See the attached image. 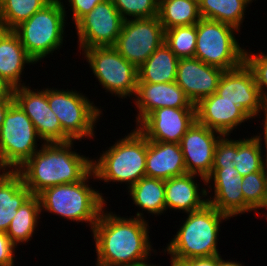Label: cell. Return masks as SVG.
Instances as JSON below:
<instances>
[{
    "mask_svg": "<svg viewBox=\"0 0 267 266\" xmlns=\"http://www.w3.org/2000/svg\"><path fill=\"white\" fill-rule=\"evenodd\" d=\"M264 115H265V117H264V124H263V126H264V128H263V133H261V134H263L264 136H263V138H260V137H262V135L259 133V135H257L258 137H259V139L262 141V139H264V144H265V152H266V154H265V156H264V159H265V163H267V109H266V111L264 112ZM261 135V136H260Z\"/></svg>",
    "mask_w": 267,
    "mask_h": 266,
    "instance_id": "obj_42",
    "label": "cell"
},
{
    "mask_svg": "<svg viewBox=\"0 0 267 266\" xmlns=\"http://www.w3.org/2000/svg\"><path fill=\"white\" fill-rule=\"evenodd\" d=\"M223 73V69L208 65L197 58L179 59L175 82L196 105L216 92Z\"/></svg>",
    "mask_w": 267,
    "mask_h": 266,
    "instance_id": "obj_18",
    "label": "cell"
},
{
    "mask_svg": "<svg viewBox=\"0 0 267 266\" xmlns=\"http://www.w3.org/2000/svg\"><path fill=\"white\" fill-rule=\"evenodd\" d=\"M15 248L7 233L0 232V266H14Z\"/></svg>",
    "mask_w": 267,
    "mask_h": 266,
    "instance_id": "obj_37",
    "label": "cell"
},
{
    "mask_svg": "<svg viewBox=\"0 0 267 266\" xmlns=\"http://www.w3.org/2000/svg\"><path fill=\"white\" fill-rule=\"evenodd\" d=\"M135 105L138 109L136 126L152 111L158 108H195L184 90L176 83L138 82L135 92Z\"/></svg>",
    "mask_w": 267,
    "mask_h": 266,
    "instance_id": "obj_19",
    "label": "cell"
},
{
    "mask_svg": "<svg viewBox=\"0 0 267 266\" xmlns=\"http://www.w3.org/2000/svg\"><path fill=\"white\" fill-rule=\"evenodd\" d=\"M210 182L214 186V196L212 198L209 196L207 201L221 213L233 218L238 214H248L253 211L244 201L242 176L234 167V162L224 168H212L203 185L207 187Z\"/></svg>",
    "mask_w": 267,
    "mask_h": 266,
    "instance_id": "obj_17",
    "label": "cell"
},
{
    "mask_svg": "<svg viewBox=\"0 0 267 266\" xmlns=\"http://www.w3.org/2000/svg\"><path fill=\"white\" fill-rule=\"evenodd\" d=\"M222 136L197 121L193 123L179 143L187 173L199 175L200 181L206 183L213 167L216 144Z\"/></svg>",
    "mask_w": 267,
    "mask_h": 266,
    "instance_id": "obj_16",
    "label": "cell"
},
{
    "mask_svg": "<svg viewBox=\"0 0 267 266\" xmlns=\"http://www.w3.org/2000/svg\"><path fill=\"white\" fill-rule=\"evenodd\" d=\"M39 139L31 119L14 101L5 114L0 130V170L19 169L39 150L36 145Z\"/></svg>",
    "mask_w": 267,
    "mask_h": 266,
    "instance_id": "obj_8",
    "label": "cell"
},
{
    "mask_svg": "<svg viewBox=\"0 0 267 266\" xmlns=\"http://www.w3.org/2000/svg\"><path fill=\"white\" fill-rule=\"evenodd\" d=\"M17 171L0 170V232L7 229L19 207L31 196Z\"/></svg>",
    "mask_w": 267,
    "mask_h": 266,
    "instance_id": "obj_24",
    "label": "cell"
},
{
    "mask_svg": "<svg viewBox=\"0 0 267 266\" xmlns=\"http://www.w3.org/2000/svg\"><path fill=\"white\" fill-rule=\"evenodd\" d=\"M147 177L168 180L187 173L184 156L178 143L156 142L147 139Z\"/></svg>",
    "mask_w": 267,
    "mask_h": 266,
    "instance_id": "obj_21",
    "label": "cell"
},
{
    "mask_svg": "<svg viewBox=\"0 0 267 266\" xmlns=\"http://www.w3.org/2000/svg\"><path fill=\"white\" fill-rule=\"evenodd\" d=\"M183 262L187 266H218L219 255L209 256V257H193Z\"/></svg>",
    "mask_w": 267,
    "mask_h": 266,
    "instance_id": "obj_39",
    "label": "cell"
},
{
    "mask_svg": "<svg viewBox=\"0 0 267 266\" xmlns=\"http://www.w3.org/2000/svg\"><path fill=\"white\" fill-rule=\"evenodd\" d=\"M41 212L38 195H31L19 207L6 232L16 247L19 243L25 244V242L31 240L38 226Z\"/></svg>",
    "mask_w": 267,
    "mask_h": 266,
    "instance_id": "obj_28",
    "label": "cell"
},
{
    "mask_svg": "<svg viewBox=\"0 0 267 266\" xmlns=\"http://www.w3.org/2000/svg\"><path fill=\"white\" fill-rule=\"evenodd\" d=\"M127 189L133 204L142 211L156 216L165 213V180L144 176Z\"/></svg>",
    "mask_w": 267,
    "mask_h": 266,
    "instance_id": "obj_26",
    "label": "cell"
},
{
    "mask_svg": "<svg viewBox=\"0 0 267 266\" xmlns=\"http://www.w3.org/2000/svg\"><path fill=\"white\" fill-rule=\"evenodd\" d=\"M92 177L96 179L93 170L79 182L44 189L38 194L41 211L78 223L86 222L92 230L102 209L107 205L102 193L87 184Z\"/></svg>",
    "mask_w": 267,
    "mask_h": 266,
    "instance_id": "obj_4",
    "label": "cell"
},
{
    "mask_svg": "<svg viewBox=\"0 0 267 266\" xmlns=\"http://www.w3.org/2000/svg\"><path fill=\"white\" fill-rule=\"evenodd\" d=\"M196 41V24L165 30L164 42L179 59L194 58Z\"/></svg>",
    "mask_w": 267,
    "mask_h": 266,
    "instance_id": "obj_32",
    "label": "cell"
},
{
    "mask_svg": "<svg viewBox=\"0 0 267 266\" xmlns=\"http://www.w3.org/2000/svg\"><path fill=\"white\" fill-rule=\"evenodd\" d=\"M51 0H0V29L14 30Z\"/></svg>",
    "mask_w": 267,
    "mask_h": 266,
    "instance_id": "obj_31",
    "label": "cell"
},
{
    "mask_svg": "<svg viewBox=\"0 0 267 266\" xmlns=\"http://www.w3.org/2000/svg\"><path fill=\"white\" fill-rule=\"evenodd\" d=\"M171 259V266H187L183 261L175 260L173 258Z\"/></svg>",
    "mask_w": 267,
    "mask_h": 266,
    "instance_id": "obj_45",
    "label": "cell"
},
{
    "mask_svg": "<svg viewBox=\"0 0 267 266\" xmlns=\"http://www.w3.org/2000/svg\"><path fill=\"white\" fill-rule=\"evenodd\" d=\"M262 142L257 135L234 140V167L240 176L264 170Z\"/></svg>",
    "mask_w": 267,
    "mask_h": 266,
    "instance_id": "obj_30",
    "label": "cell"
},
{
    "mask_svg": "<svg viewBox=\"0 0 267 266\" xmlns=\"http://www.w3.org/2000/svg\"><path fill=\"white\" fill-rule=\"evenodd\" d=\"M157 17L164 31L194 25L201 20L198 0H159Z\"/></svg>",
    "mask_w": 267,
    "mask_h": 266,
    "instance_id": "obj_29",
    "label": "cell"
},
{
    "mask_svg": "<svg viewBox=\"0 0 267 266\" xmlns=\"http://www.w3.org/2000/svg\"><path fill=\"white\" fill-rule=\"evenodd\" d=\"M123 21L112 0L97 4L75 24L79 50L96 46H114Z\"/></svg>",
    "mask_w": 267,
    "mask_h": 266,
    "instance_id": "obj_12",
    "label": "cell"
},
{
    "mask_svg": "<svg viewBox=\"0 0 267 266\" xmlns=\"http://www.w3.org/2000/svg\"><path fill=\"white\" fill-rule=\"evenodd\" d=\"M104 210L105 207L92 229L96 266H132L148 261L151 251H155L149 241V224L143 212L125 218Z\"/></svg>",
    "mask_w": 267,
    "mask_h": 266,
    "instance_id": "obj_1",
    "label": "cell"
},
{
    "mask_svg": "<svg viewBox=\"0 0 267 266\" xmlns=\"http://www.w3.org/2000/svg\"><path fill=\"white\" fill-rule=\"evenodd\" d=\"M165 31L158 17L124 20L116 50L139 68L164 43Z\"/></svg>",
    "mask_w": 267,
    "mask_h": 266,
    "instance_id": "obj_11",
    "label": "cell"
},
{
    "mask_svg": "<svg viewBox=\"0 0 267 266\" xmlns=\"http://www.w3.org/2000/svg\"><path fill=\"white\" fill-rule=\"evenodd\" d=\"M195 108L196 121L223 136L230 135L237 126L251 119L239 106L216 92L200 100Z\"/></svg>",
    "mask_w": 267,
    "mask_h": 266,
    "instance_id": "obj_20",
    "label": "cell"
},
{
    "mask_svg": "<svg viewBox=\"0 0 267 266\" xmlns=\"http://www.w3.org/2000/svg\"><path fill=\"white\" fill-rule=\"evenodd\" d=\"M216 93L224 100L239 106L252 119L258 118L261 112L267 109L261 98L253 71L245 62L238 68L224 71Z\"/></svg>",
    "mask_w": 267,
    "mask_h": 266,
    "instance_id": "obj_14",
    "label": "cell"
},
{
    "mask_svg": "<svg viewBox=\"0 0 267 266\" xmlns=\"http://www.w3.org/2000/svg\"><path fill=\"white\" fill-rule=\"evenodd\" d=\"M63 0H51L41 10L17 26L18 35L28 55L38 63L47 55L61 49L67 23Z\"/></svg>",
    "mask_w": 267,
    "mask_h": 266,
    "instance_id": "obj_6",
    "label": "cell"
},
{
    "mask_svg": "<svg viewBox=\"0 0 267 266\" xmlns=\"http://www.w3.org/2000/svg\"><path fill=\"white\" fill-rule=\"evenodd\" d=\"M230 139V140H229ZM234 158V139L229 135L222 136L215 147L214 163L212 168H224L233 162Z\"/></svg>",
    "mask_w": 267,
    "mask_h": 266,
    "instance_id": "obj_36",
    "label": "cell"
},
{
    "mask_svg": "<svg viewBox=\"0 0 267 266\" xmlns=\"http://www.w3.org/2000/svg\"><path fill=\"white\" fill-rule=\"evenodd\" d=\"M179 58L164 42L138 68V82H175Z\"/></svg>",
    "mask_w": 267,
    "mask_h": 266,
    "instance_id": "obj_25",
    "label": "cell"
},
{
    "mask_svg": "<svg viewBox=\"0 0 267 266\" xmlns=\"http://www.w3.org/2000/svg\"><path fill=\"white\" fill-rule=\"evenodd\" d=\"M196 121V108H158L136 128L150 141L180 143Z\"/></svg>",
    "mask_w": 267,
    "mask_h": 266,
    "instance_id": "obj_15",
    "label": "cell"
},
{
    "mask_svg": "<svg viewBox=\"0 0 267 266\" xmlns=\"http://www.w3.org/2000/svg\"><path fill=\"white\" fill-rule=\"evenodd\" d=\"M132 266H156V265H154V264H148V262H143V263H140V264H136V265H132ZM158 266V265H157ZM160 266V265H159Z\"/></svg>",
    "mask_w": 267,
    "mask_h": 266,
    "instance_id": "obj_46",
    "label": "cell"
},
{
    "mask_svg": "<svg viewBox=\"0 0 267 266\" xmlns=\"http://www.w3.org/2000/svg\"><path fill=\"white\" fill-rule=\"evenodd\" d=\"M244 62L253 71L261 98L267 106V54L262 52L255 54L250 52V50L248 53L245 50Z\"/></svg>",
    "mask_w": 267,
    "mask_h": 266,
    "instance_id": "obj_35",
    "label": "cell"
},
{
    "mask_svg": "<svg viewBox=\"0 0 267 266\" xmlns=\"http://www.w3.org/2000/svg\"><path fill=\"white\" fill-rule=\"evenodd\" d=\"M74 141L42 143L16 171L32 195L60 184L79 182L92 170V159L72 151Z\"/></svg>",
    "mask_w": 267,
    "mask_h": 266,
    "instance_id": "obj_2",
    "label": "cell"
},
{
    "mask_svg": "<svg viewBox=\"0 0 267 266\" xmlns=\"http://www.w3.org/2000/svg\"><path fill=\"white\" fill-rule=\"evenodd\" d=\"M196 177H199V175L186 173L165 180L166 210L168 208L174 211L182 210L187 214L202 208L208 203L205 197H208L209 191L205 187L200 191V185L195 182L197 181Z\"/></svg>",
    "mask_w": 267,
    "mask_h": 266,
    "instance_id": "obj_22",
    "label": "cell"
},
{
    "mask_svg": "<svg viewBox=\"0 0 267 266\" xmlns=\"http://www.w3.org/2000/svg\"><path fill=\"white\" fill-rule=\"evenodd\" d=\"M123 20L152 18L158 15L159 0H112ZM131 17V18H130Z\"/></svg>",
    "mask_w": 267,
    "mask_h": 266,
    "instance_id": "obj_34",
    "label": "cell"
},
{
    "mask_svg": "<svg viewBox=\"0 0 267 266\" xmlns=\"http://www.w3.org/2000/svg\"><path fill=\"white\" fill-rule=\"evenodd\" d=\"M241 185L244 201L252 210L257 213L260 209H266L264 170L242 176Z\"/></svg>",
    "mask_w": 267,
    "mask_h": 266,
    "instance_id": "obj_33",
    "label": "cell"
},
{
    "mask_svg": "<svg viewBox=\"0 0 267 266\" xmlns=\"http://www.w3.org/2000/svg\"><path fill=\"white\" fill-rule=\"evenodd\" d=\"M218 266H244L242 263L240 264V262L238 263L237 261L233 262V261H225L221 258V255L219 254V262H218Z\"/></svg>",
    "mask_w": 267,
    "mask_h": 266,
    "instance_id": "obj_43",
    "label": "cell"
},
{
    "mask_svg": "<svg viewBox=\"0 0 267 266\" xmlns=\"http://www.w3.org/2000/svg\"><path fill=\"white\" fill-rule=\"evenodd\" d=\"M106 0H67L69 2L72 11V18L74 25L87 13H89L93 8Z\"/></svg>",
    "mask_w": 267,
    "mask_h": 266,
    "instance_id": "obj_38",
    "label": "cell"
},
{
    "mask_svg": "<svg viewBox=\"0 0 267 266\" xmlns=\"http://www.w3.org/2000/svg\"><path fill=\"white\" fill-rule=\"evenodd\" d=\"M47 99L49 107L59 119L63 132L72 141L95 137V123L101 117L102 111L83 93L47 88Z\"/></svg>",
    "mask_w": 267,
    "mask_h": 266,
    "instance_id": "obj_9",
    "label": "cell"
},
{
    "mask_svg": "<svg viewBox=\"0 0 267 266\" xmlns=\"http://www.w3.org/2000/svg\"><path fill=\"white\" fill-rule=\"evenodd\" d=\"M147 138L137 129L92 159L96 180L126 183L128 188L146 176Z\"/></svg>",
    "mask_w": 267,
    "mask_h": 266,
    "instance_id": "obj_5",
    "label": "cell"
},
{
    "mask_svg": "<svg viewBox=\"0 0 267 266\" xmlns=\"http://www.w3.org/2000/svg\"><path fill=\"white\" fill-rule=\"evenodd\" d=\"M86 62L102 87L111 95L125 99L135 95L138 68L127 61L114 46H96L82 50Z\"/></svg>",
    "mask_w": 267,
    "mask_h": 266,
    "instance_id": "obj_10",
    "label": "cell"
},
{
    "mask_svg": "<svg viewBox=\"0 0 267 266\" xmlns=\"http://www.w3.org/2000/svg\"><path fill=\"white\" fill-rule=\"evenodd\" d=\"M13 102L14 98H0V130L4 122L5 114Z\"/></svg>",
    "mask_w": 267,
    "mask_h": 266,
    "instance_id": "obj_41",
    "label": "cell"
},
{
    "mask_svg": "<svg viewBox=\"0 0 267 266\" xmlns=\"http://www.w3.org/2000/svg\"><path fill=\"white\" fill-rule=\"evenodd\" d=\"M252 2L253 0H198L201 18L216 20L239 31L245 19L246 7Z\"/></svg>",
    "mask_w": 267,
    "mask_h": 266,
    "instance_id": "obj_27",
    "label": "cell"
},
{
    "mask_svg": "<svg viewBox=\"0 0 267 266\" xmlns=\"http://www.w3.org/2000/svg\"><path fill=\"white\" fill-rule=\"evenodd\" d=\"M264 177H265V189H266V210H267V163H265V166H264ZM267 218V213H266V216Z\"/></svg>",
    "mask_w": 267,
    "mask_h": 266,
    "instance_id": "obj_44",
    "label": "cell"
},
{
    "mask_svg": "<svg viewBox=\"0 0 267 266\" xmlns=\"http://www.w3.org/2000/svg\"><path fill=\"white\" fill-rule=\"evenodd\" d=\"M14 87L0 74V98H13Z\"/></svg>",
    "mask_w": 267,
    "mask_h": 266,
    "instance_id": "obj_40",
    "label": "cell"
},
{
    "mask_svg": "<svg viewBox=\"0 0 267 266\" xmlns=\"http://www.w3.org/2000/svg\"><path fill=\"white\" fill-rule=\"evenodd\" d=\"M187 215V218L181 221L182 225L175 237L164 249L165 253L179 261L219 255L217 243L220 223L230 218L209 203Z\"/></svg>",
    "mask_w": 267,
    "mask_h": 266,
    "instance_id": "obj_3",
    "label": "cell"
},
{
    "mask_svg": "<svg viewBox=\"0 0 267 266\" xmlns=\"http://www.w3.org/2000/svg\"><path fill=\"white\" fill-rule=\"evenodd\" d=\"M197 41L194 58L223 69L240 67L245 61V50L240 47L236 28L216 20L201 18L196 23Z\"/></svg>",
    "mask_w": 267,
    "mask_h": 266,
    "instance_id": "obj_7",
    "label": "cell"
},
{
    "mask_svg": "<svg viewBox=\"0 0 267 266\" xmlns=\"http://www.w3.org/2000/svg\"><path fill=\"white\" fill-rule=\"evenodd\" d=\"M34 90H31L29 86L16 87L14 88L13 98L31 119L41 141H44V143L72 141L63 132L58 117L49 107L47 88L41 89V91Z\"/></svg>",
    "mask_w": 267,
    "mask_h": 266,
    "instance_id": "obj_13",
    "label": "cell"
},
{
    "mask_svg": "<svg viewBox=\"0 0 267 266\" xmlns=\"http://www.w3.org/2000/svg\"><path fill=\"white\" fill-rule=\"evenodd\" d=\"M36 64L24 49L18 35L13 30L0 29V74L14 88L25 86L22 72L25 64Z\"/></svg>",
    "mask_w": 267,
    "mask_h": 266,
    "instance_id": "obj_23",
    "label": "cell"
}]
</instances>
